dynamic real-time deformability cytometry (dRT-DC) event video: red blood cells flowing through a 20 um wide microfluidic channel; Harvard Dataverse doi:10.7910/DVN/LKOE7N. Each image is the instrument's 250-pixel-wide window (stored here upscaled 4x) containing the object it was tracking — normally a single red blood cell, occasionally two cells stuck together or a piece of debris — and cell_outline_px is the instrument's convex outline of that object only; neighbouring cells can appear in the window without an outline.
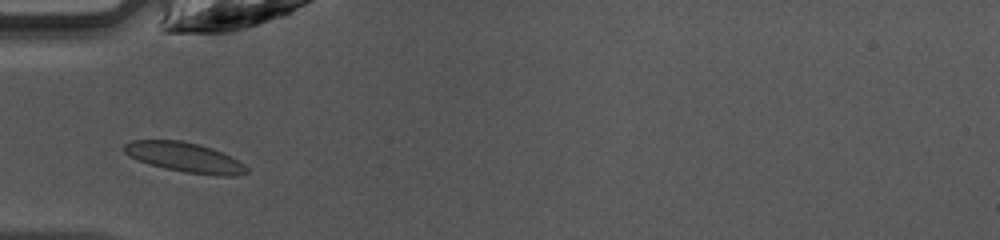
{"species": "common noctule bat (a hibernating species)", "species_latin": "Nyctalus noctula", "temperature_condition": "warm", "stored_images_in_passage": 34, "camera_frame_rate_fps": 3000, "um_per_image_px": 0.085, "animal": {"sex": "female", "body_mass_g": 10.0, "forearm_length_mm": 53.1}, "frame": {"image": 1, "passage_image": 2, "time_ms": 0.333, "image_size_px": [1000, 240], "cell_outline_px": [[248, 172], [236, 176], [216, 176], [184, 172], [164, 168], [148, 164], [124, 152], [124, 144], [132, 140], [180, 140], [200, 144], [212, 148], [232, 156], [244, 164], [248, 168]], "centroid_in_image_um": [15.76, 13.38], "position_along_channel_um": 69.2, "area_um2": 21.33}}
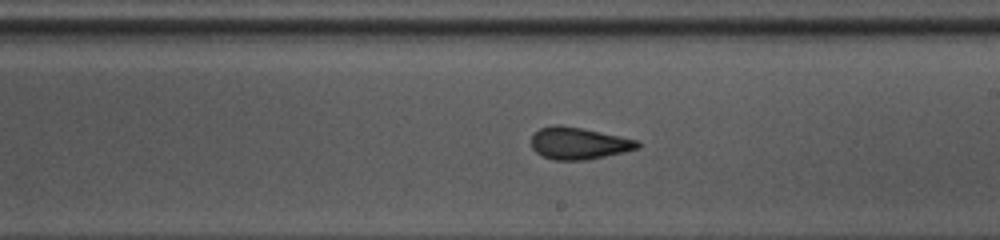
{"frame": {"image": 2, "passage_image": 14, "time_ms": 4.333, "image_size_px": [1000, 240], "cell_outline_px": [[640, 148], [624, 152], [584, 160], [552, 160], [536, 152], [532, 148], [532, 136], [540, 128], [552, 124], [560, 124], [640, 140]], "centroid_in_image_um": [49.2, 12.17], "position_along_channel_um": 239.8, "area_um2": 19.77}}
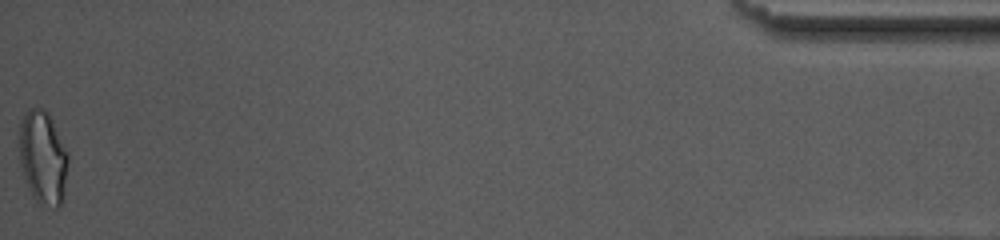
{"frame": {"image": 3, "passage_image": 34, "time_ms": 11.0, "image_size_px": [1000, 240], "cell_outline_px": [[68, 160], [64, 196], [60, 204], [56, 208], [40, 204], [32, 196], [24, 176], [20, 164], [20, 120], [24, 112], [28, 108], [40, 108], [48, 112], [68, 152]], "centroid_in_image_um": [3.65, 13.38], "position_along_channel_um": 431.5, "area_um2": 26.59}, "authors_computed_cell_mechanics": {"area_um2": 20.0277, "velocity_mm_per_s": 4.2484, "shape_relaxation_time_tau1_ms": null, "shape_relaxation_time_tau2_ms": 1.0663, "deformation_change_tau1": null, "deformation_change_tau2": 0.0624}}